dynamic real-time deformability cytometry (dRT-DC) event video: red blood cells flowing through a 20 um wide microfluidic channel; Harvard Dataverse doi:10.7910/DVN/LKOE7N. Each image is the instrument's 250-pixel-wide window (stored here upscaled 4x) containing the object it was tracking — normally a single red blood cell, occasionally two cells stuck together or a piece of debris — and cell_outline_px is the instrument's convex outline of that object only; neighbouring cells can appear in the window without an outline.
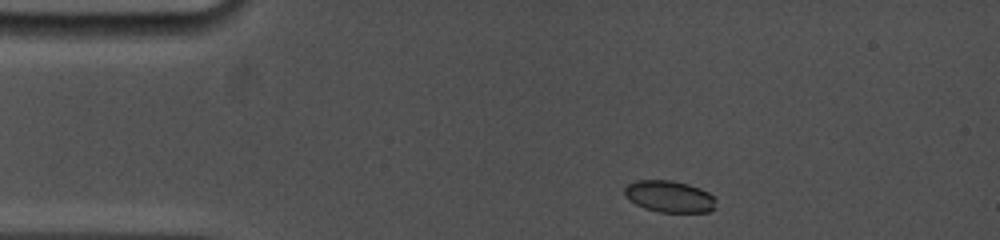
{"species": "common noctule bat (a hibernating species)", "species_latin": "Nyctalus noctula", "temperature_condition": "cold", "stored_images_in_passage": 51, "camera_frame_rate_fps": 5000, "um_per_image_px": 0.085, "animal": {"sex": "female", "body_mass_g": 19.0, "forearm_length_mm": 53.3}, "frame": {"image": 1, "passage_image": 2, "time_ms": 0.4, "image_size_px": [1000, 240], "cell_outline_px": [[716, 208], [708, 212], [660, 212], [644, 208], [628, 200], [624, 196], [624, 188], [628, 184], [636, 180], [672, 180], [688, 184], [700, 188], [708, 192], [716, 200]], "centroid_in_image_um": [56.89, 16.7], "position_along_channel_um": 28.1, "area_um2": 17.05}}
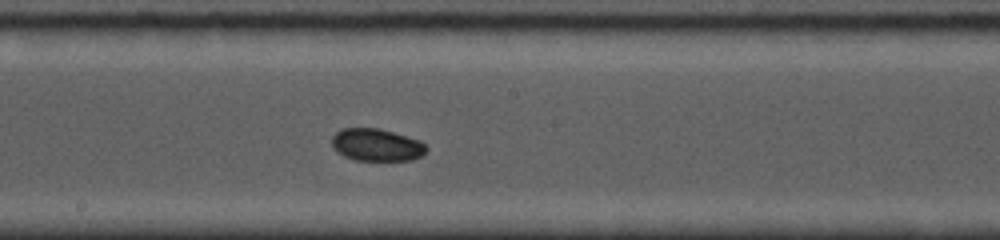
{"frame": {"image": 2, "passage_image": 29, "time_ms": 6.8, "image_size_px": [1000, 240], "cell_outline_px": [[428, 148], [420, 156], [412, 160], [356, 160], [344, 156], [336, 152], [332, 148], [332, 136], [340, 128], [376, 128], [392, 132], [420, 140]], "centroid_in_image_um": [31.97, 12.31], "position_along_channel_um": 216.2, "area_um2": 17.8}}
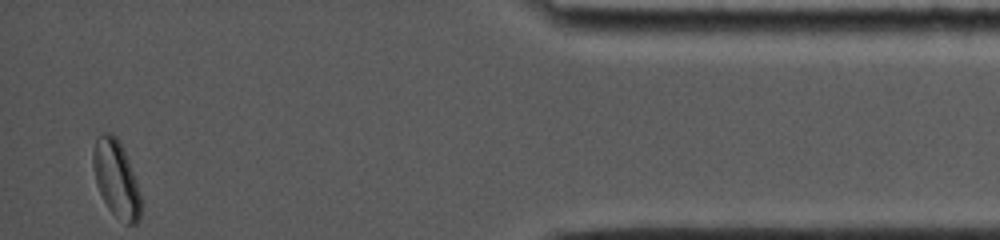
{"frame": {"image": 3, "passage_image": 51, "time_ms": 13.6, "image_size_px": [1000, 240], "cell_outline_px": [[140, 220], [136, 224], [124, 224], [108, 208], [96, 184], [92, 164], [92, 152], [96, 136], [104, 132], [112, 132], [120, 140], [128, 160], [140, 192]], "centroid_in_image_um": [9.85, 15.16], "position_along_channel_um": 425.3, "area_um2": 21.5}, "authors_computed_cell_mechanics": {"area_um2": 18.2648, "velocity_mm_per_s": 3.7601, "shape_relaxation_time_tau1_ms": 3.9783, "shape_relaxation_time_tau2_ms": 3.0569, "deformation_change_tau1": 0.0565, "deformation_change_tau2": 0.0388}}